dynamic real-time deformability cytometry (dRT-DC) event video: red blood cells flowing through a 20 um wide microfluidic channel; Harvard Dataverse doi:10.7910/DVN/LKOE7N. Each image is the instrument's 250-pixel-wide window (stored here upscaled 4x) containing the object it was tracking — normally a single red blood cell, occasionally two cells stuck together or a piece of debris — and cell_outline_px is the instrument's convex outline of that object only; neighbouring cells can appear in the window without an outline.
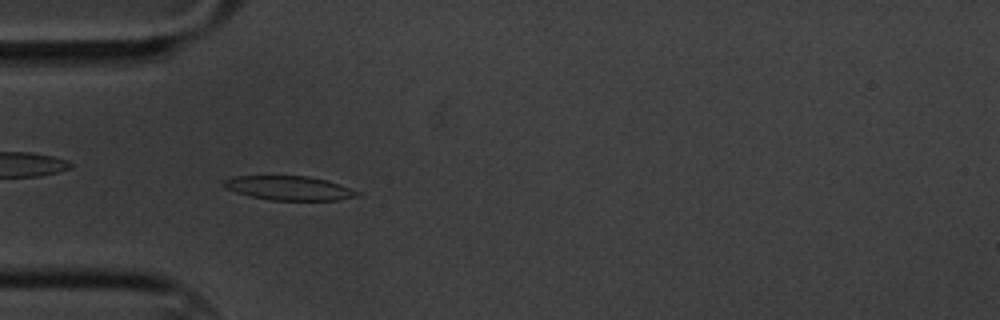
{"species": "common noctule bat (a hibernating species)", "species_latin": "Nyctalus noctula", "temperature_condition": "cold", "stored_images_in_passage": 59, "camera_frame_rate_fps": 3000, "um_per_image_px": 0.085, "animal": {"sex": "male", "body_mass_g": 20.1, "forearm_length_mm": 53.5}, "frame": {"image": 1, "passage_image": 17, "time_ms": 5.333, "image_size_px": [1000, 320], "cell_outline_px": [[360, 192], [356, 196], [336, 200], [272, 200], [252, 196], [236, 192], [224, 188], [220, 180], [232, 176], [308, 176], [328, 180], [340, 184]], "centroid_in_image_um": [24.51, 15.97], "position_along_channel_um": 60.5, "area_um2": 18.79}}
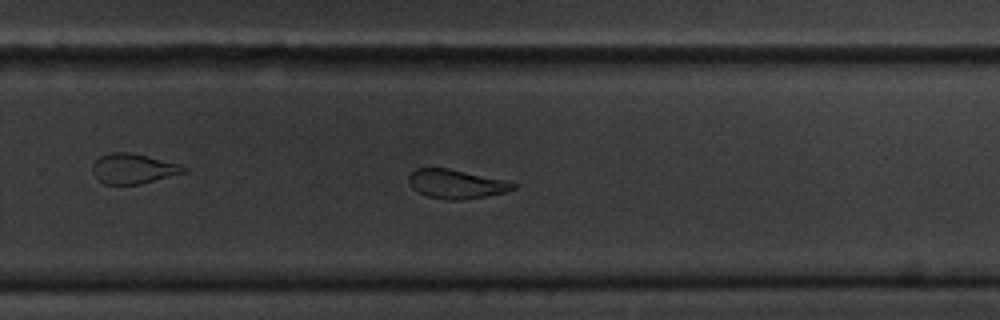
{"frame": {"image": 2, "passage_image": 38, "time_ms": 12.333, "image_size_px": [1000, 320], "cell_outline_px": [[516, 188], [504, 192], [484, 196], [460, 200], [448, 200], [428, 196], [412, 188], [408, 180], [408, 176], [416, 168], [448, 168], [504, 180], [516, 184]], "centroid_in_image_um": [38.75, 15.63], "position_along_channel_um": 291.1, "area_um2": 17.34}}
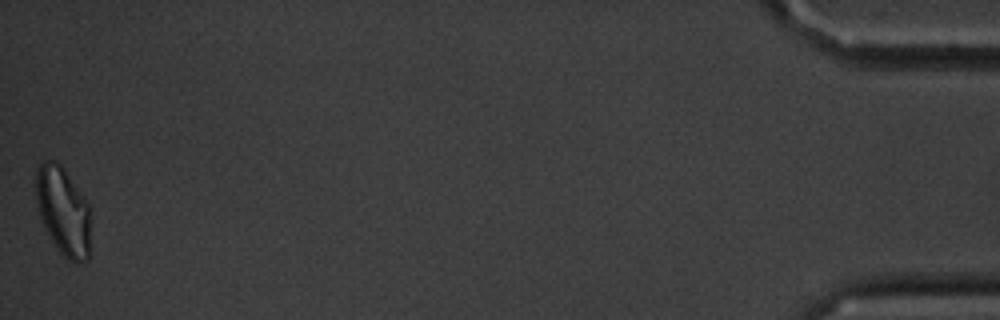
{"frame": {"image": 3, "passage_image": 59, "time_ms": 19.333, "image_size_px": [1000, 320], "cell_outline_px": [[88, 260], [80, 264], [76, 264], [68, 260], [56, 248], [40, 216], [36, 204], [36, 172], [40, 164], [44, 160], [52, 160], [60, 164], [64, 168], [84, 196], [88, 204]], "centroid_in_image_um": [5.35, 17.93], "position_along_channel_um": 429.8, "area_um2": 27.8}, "authors_computed_cell_mechanics": {"area_um2": 18.9006, "velocity_mm_per_s": 3.3221, "shape_relaxation_time_tau1_ms": 4.1366, "shape_relaxation_time_tau2_ms": 2.9554, "deformation_change_tau1": 0.129, "deformation_change_tau2": 0.0984}}